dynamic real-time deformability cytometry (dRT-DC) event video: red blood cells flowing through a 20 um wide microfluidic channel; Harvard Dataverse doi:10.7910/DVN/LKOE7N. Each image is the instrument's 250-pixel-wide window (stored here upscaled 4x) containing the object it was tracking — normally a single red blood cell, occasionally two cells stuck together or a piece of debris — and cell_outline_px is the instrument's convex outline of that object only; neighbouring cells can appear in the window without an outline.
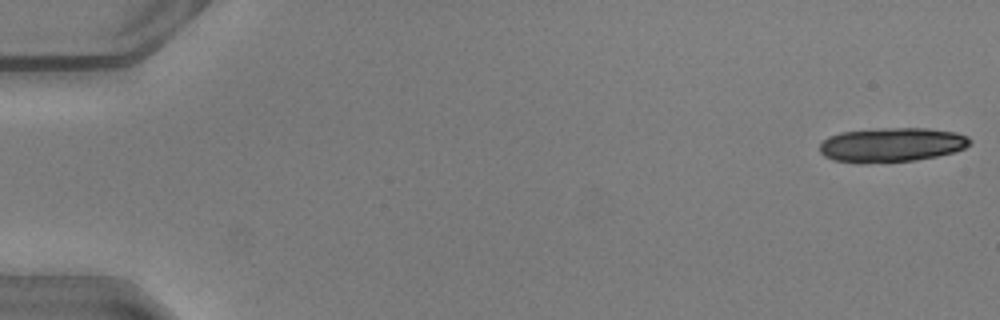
{"species": "common noctule bat (a hibernating species)", "species_latin": "Nyctalus noctula", "temperature_condition": "warm", "stored_images_in_passage": 8, "camera_frame_rate_fps": 3000, "um_per_image_px": 0.085, "animal": {"sex": "male", "body_mass_g": 20.5, "forearm_length_mm": 52.5}, "frame": {"image": 1, "passage_image": 1, "time_ms": 0.0, "image_size_px": [1000, 320], "cell_outline_px": [[972, 140], [964, 148], [956, 152], [916, 160], [832, 160], [824, 156], [820, 152], [820, 144], [828, 136], [840, 132], [884, 128], [928, 128], [956, 132], [968, 136]], "centroid_in_image_um": [75.85, 12.26], "position_along_channel_um": 9.1, "area_um2": 29.13}}